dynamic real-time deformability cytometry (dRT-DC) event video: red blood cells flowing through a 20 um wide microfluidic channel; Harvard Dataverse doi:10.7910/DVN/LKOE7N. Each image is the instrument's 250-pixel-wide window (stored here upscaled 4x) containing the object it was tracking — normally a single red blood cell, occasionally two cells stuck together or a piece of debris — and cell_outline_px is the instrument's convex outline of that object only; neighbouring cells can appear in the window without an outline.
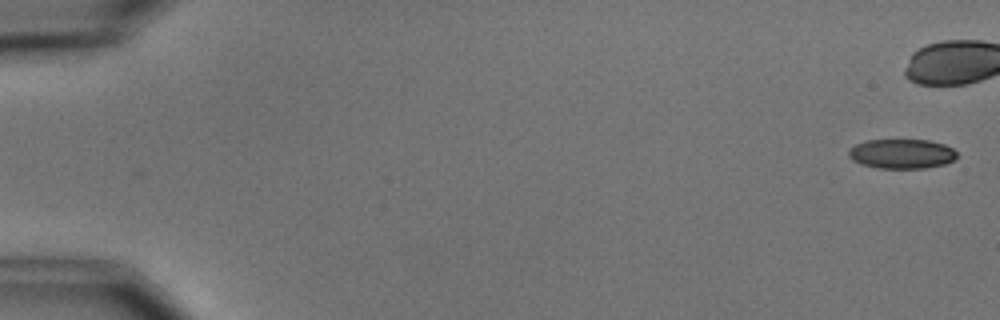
{"species": "common noctule bat (a hibernating species)", "species_latin": "Nyctalus noctula", "temperature_condition": "cold", "stored_images_in_passage": 9, "segment_of_instrument_passage": [1, 2], "camera_frame_rate_fps": 3000, "um_per_image_px": 0.085, "animal": {"sex": "male", "body_mass_g": 15.6}, "frame": {"image": 1, "passage_image": 1, "time_ms": 0.0, "image_size_px": [1000, 320], "cell_outline_px": [[956, 156], [952, 160], [944, 164], [924, 168], [876, 168], [860, 164], [852, 160], [848, 156], [848, 152], [856, 144], [868, 140], [928, 140], [944, 144], [952, 148], [956, 152]], "centroid_in_image_um": [76.62, 13.07], "position_along_channel_um": 8.4, "area_um2": 18.55}}